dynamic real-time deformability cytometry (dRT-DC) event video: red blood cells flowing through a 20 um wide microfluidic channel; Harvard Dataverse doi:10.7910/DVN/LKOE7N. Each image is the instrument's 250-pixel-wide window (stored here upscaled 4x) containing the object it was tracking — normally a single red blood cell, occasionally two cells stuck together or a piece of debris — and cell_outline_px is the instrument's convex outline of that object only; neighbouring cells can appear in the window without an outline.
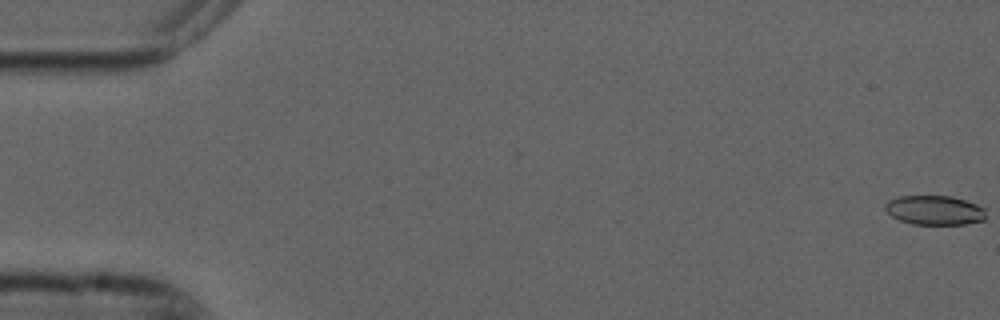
{"species": "common noctule bat (a hibernating species)", "species_latin": "Nyctalus noctula", "temperature_condition": "cold", "stored_images_in_passage": 14, "camera_frame_rate_fps": 3000, "um_per_image_px": 0.085, "animal": {"sex": "male", "forearm_length_mm": 52.5}, "frame": {"image": 1, "passage_image": 1, "time_ms": 0.0, "image_size_px": [1000, 320], "cell_outline_px": [[984, 220], [964, 224], [912, 224], [900, 220], [892, 216], [884, 208], [884, 204], [888, 200], [900, 196], [952, 196], [976, 204], [984, 208]], "centroid_in_image_um": [79.41, 17.86], "position_along_channel_um": 5.6, "area_um2": 17.11}}